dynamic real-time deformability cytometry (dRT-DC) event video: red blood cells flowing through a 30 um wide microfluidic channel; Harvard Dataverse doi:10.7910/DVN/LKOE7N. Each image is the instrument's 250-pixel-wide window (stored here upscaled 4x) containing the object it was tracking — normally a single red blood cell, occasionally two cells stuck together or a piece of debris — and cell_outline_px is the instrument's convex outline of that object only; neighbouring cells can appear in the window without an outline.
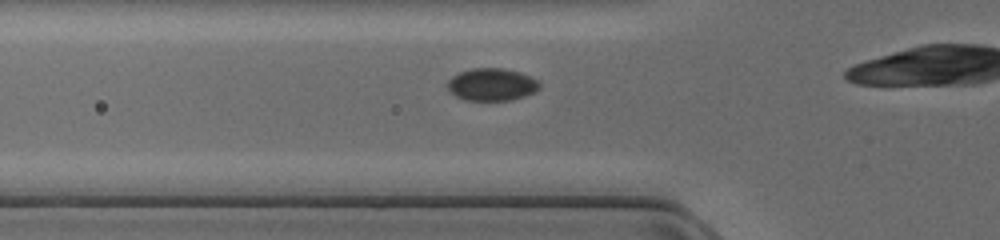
{"species": "common noctule bat (a hibernating species)", "species_latin": "Nyctalus noctula", "temperature_condition": "cold", "stored_images_in_passage": 20, "camera_frame_rate_fps": 3000, "um_per_image_px": 0.085, "animal": {"sex": "female", "body_mass_g": 17.0, "forearm_length_mm": 48.0}, "frame": {"image": 1, "passage_image": 7, "time_ms": 2.0, "image_size_px": [1000, 240], "cell_outline_px": [[540, 88], [536, 92], [524, 96], [508, 100], [464, 100], [456, 96], [448, 88], [448, 80], [452, 76], [460, 72], [472, 68], [504, 68], [520, 72], [536, 80], [540, 84]], "centroid_in_image_um": [41.8, 7.18], "position_along_channel_um": 84.0, "area_um2": 17.28}}
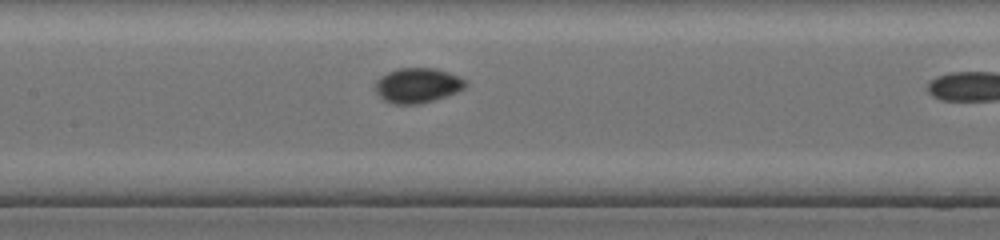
{"frame": {"image": 2, "passage_image": 13, "time_ms": 4.0, "image_size_px": [1000, 240], "cell_outline_px": [[468, 84], [464, 88], [456, 92], [432, 100], [416, 104], [396, 104], [384, 100], [376, 92], [376, 80], [380, 76], [388, 72], [400, 68], [436, 68], [460, 76], [468, 80]], "centroid_in_image_um": [35.51, 7.24], "position_along_channel_um": 171.9, "area_um2": 18.26}}
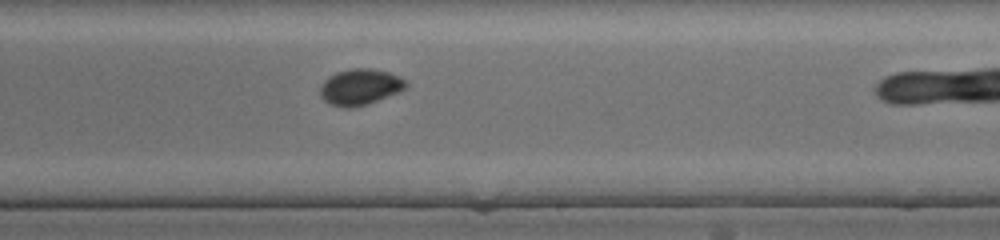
{"frame": {"image": 3, "passage_image": 19, "time_ms": 6.0, "image_size_px": [1000, 240], "cell_outline_px": [[408, 84], [404, 88], [396, 92], [368, 104], [352, 108], [344, 108], [328, 104], [320, 96], [320, 84], [328, 76], [336, 72], [352, 68], [372, 68], [388, 72], [408, 80]], "centroid_in_image_um": [30.56, 7.39], "position_along_channel_um": 258.4, "area_um2": 18.15}}